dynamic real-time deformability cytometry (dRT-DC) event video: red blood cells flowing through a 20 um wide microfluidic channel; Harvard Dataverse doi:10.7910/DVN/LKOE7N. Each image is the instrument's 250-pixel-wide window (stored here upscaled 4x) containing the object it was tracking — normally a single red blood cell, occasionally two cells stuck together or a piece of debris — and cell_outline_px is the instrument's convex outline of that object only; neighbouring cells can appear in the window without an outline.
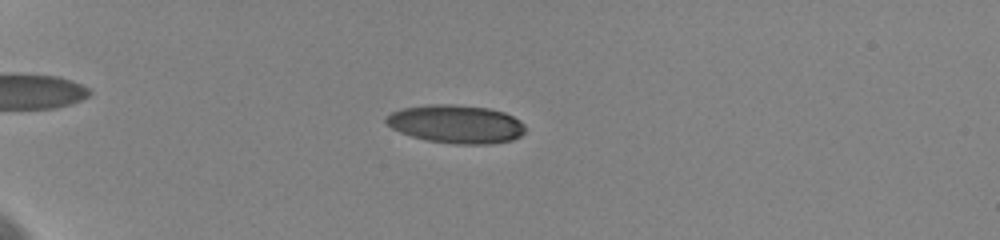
{"species": "human", "species_latin": "Homo sapiens", "temperature_condition": "cold", "stored_images_in_passage": 28, "camera_frame_rate_fps": 3000, "um_per_image_px": 0.085, "donor": {"sex": "female"}, "frame": {"image": 1, "passage_image": 8, "time_ms": 3.0, "image_size_px": [1000, 240], "cell_outline_px": [[524, 132], [520, 136], [512, 140], [488, 144], [456, 144], [428, 140], [412, 136], [400, 132], [392, 128], [384, 120], [384, 116], [392, 112], [404, 108], [428, 104], [452, 104], [488, 108], [504, 112], [520, 120], [524, 124]], "centroid_in_image_um": [38.76, 10.54], "position_along_channel_um": 46.2, "area_um2": 30.98}}